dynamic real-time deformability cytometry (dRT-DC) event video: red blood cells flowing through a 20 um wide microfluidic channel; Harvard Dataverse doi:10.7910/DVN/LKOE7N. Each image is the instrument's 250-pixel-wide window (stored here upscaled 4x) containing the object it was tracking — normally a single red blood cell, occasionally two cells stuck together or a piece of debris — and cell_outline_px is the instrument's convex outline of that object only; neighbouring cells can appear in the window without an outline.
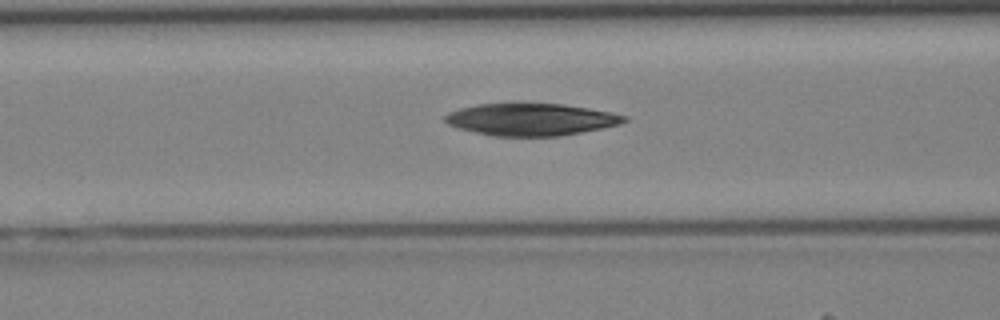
{"species": "Egyptian fruit bat (a non-hibernating species)", "species_latin": "Rousettus aegyptiacus", "temperature_condition": "cold", "stored_images_in_passage": 33, "camera_frame_rate_fps": 3000, "um_per_image_px": 0.085, "animal": {"sex": "female"}, "frame": {"image": 1, "passage_image": 9, "time_ms": 2.667, "image_size_px": [1000, 320], "cell_outline_px": [[628, 120], [620, 124], [604, 128], [560, 136], [492, 136], [460, 128], [448, 124], [444, 120], [444, 116], [448, 112], [460, 108], [476, 104], [512, 100], [560, 104], [588, 108], [628, 116]], "centroid_in_image_um": [45.09, 10.11], "position_along_channel_um": 121.5, "area_um2": 34.56}}
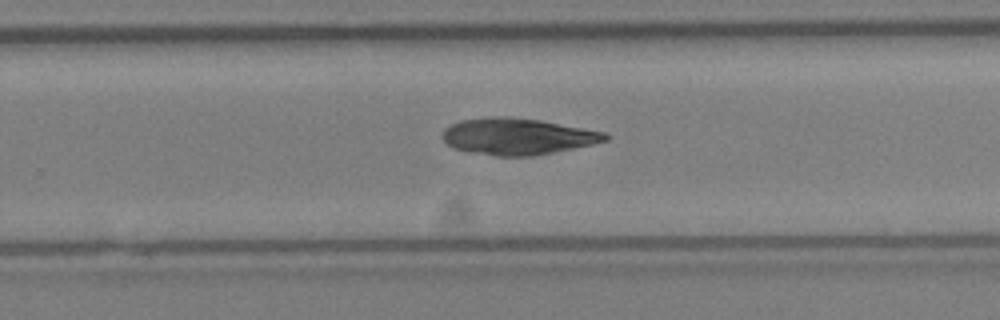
{"frame": {"image": 2, "passage_image": 19, "time_ms": 6.0, "image_size_px": [1000, 320], "cell_outline_px": [[608, 140], [592, 144], [532, 156], [496, 156], [468, 152], [452, 148], [440, 136], [444, 128], [460, 120], [488, 116], [508, 116], [540, 120], [604, 132], [608, 136]], "centroid_in_image_um": [43.91, 11.59], "position_along_channel_um": 285.9, "area_um2": 34.62}}
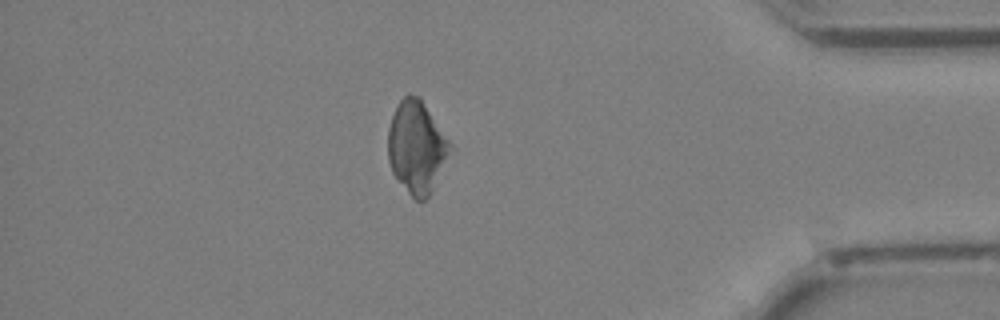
{"frame": {"image": 3, "passage_image": 28, "time_ms": 9.0, "image_size_px": [1000, 320], "cell_outline_px": [[452, 148], [428, 196], [424, 200], [416, 200], [408, 192], [392, 172], [388, 160], [388, 128], [392, 116], [400, 100], [408, 92], [420, 96], [452, 144]], "centroid_in_image_um": [35.4, 12.44], "position_along_channel_um": 399.8, "area_um2": 33.06}}